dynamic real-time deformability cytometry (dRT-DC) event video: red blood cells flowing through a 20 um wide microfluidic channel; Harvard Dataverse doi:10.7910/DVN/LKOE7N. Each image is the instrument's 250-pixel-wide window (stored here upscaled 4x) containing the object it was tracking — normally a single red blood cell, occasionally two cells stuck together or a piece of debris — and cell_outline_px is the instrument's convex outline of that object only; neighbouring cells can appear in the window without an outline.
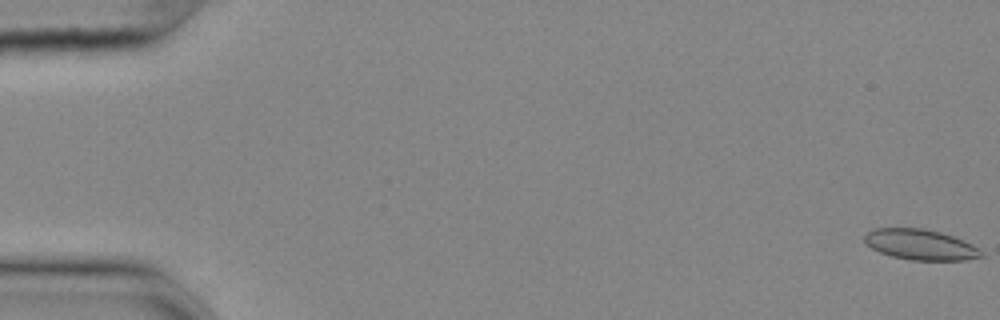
{"species": "common noctule bat (a hibernating species)", "species_latin": "Nyctalus noctula", "temperature_condition": "cold", "stored_images_in_passage": 56, "camera_frame_rate_fps": 3000, "um_per_image_px": 0.085, "animal": {"sex": "female", "body_mass_g": 25.1}, "frame": {"image": 1, "passage_image": 1, "time_ms": 0.0, "image_size_px": [1000, 320], "cell_outline_px": [[984, 256], [968, 260], [912, 260], [892, 256], [880, 252], [872, 248], [864, 240], [864, 236], [872, 228], [924, 228], [940, 232], [964, 240], [972, 244], [984, 252]], "centroid_in_image_um": [78.27, 20.79], "position_along_channel_um": 6.7, "area_um2": 20.81}}
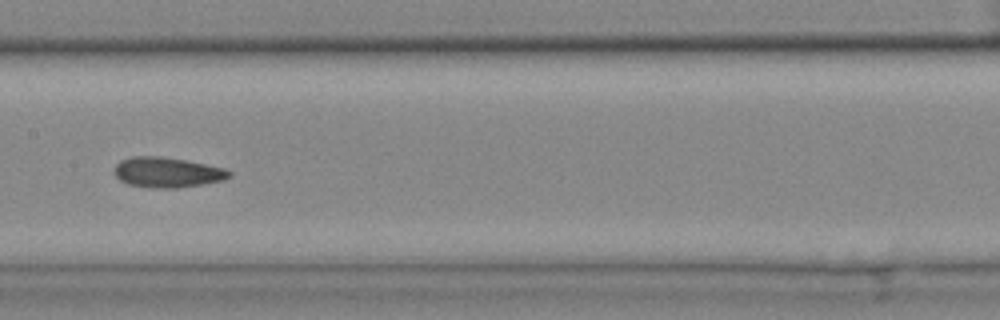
{"frame": {"image": 2, "passage_image": 29, "time_ms": 9.333, "image_size_px": [1000, 320], "cell_outline_px": [[232, 176], [224, 180], [176, 188], [152, 188], [128, 184], [120, 180], [112, 172], [116, 164], [120, 160], [132, 156], [160, 156], [184, 160], [224, 168], [232, 172]], "centroid_in_image_um": [14.18, 14.65], "position_along_channel_um": 193.2, "area_um2": 20.23}}
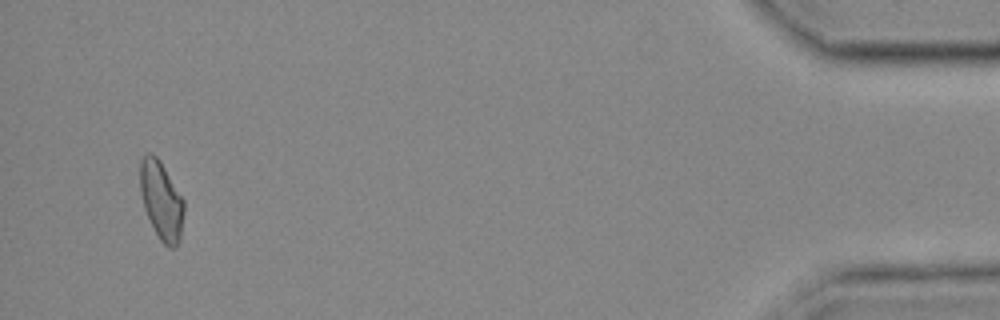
{"frame": {"image": 3, "passage_image": 54, "time_ms": 17.667, "image_size_px": [1000, 320], "cell_outline_px": [[184, 212], [180, 236], [176, 248], [168, 248], [160, 240], [144, 208], [140, 192], [140, 160], [148, 152], [156, 156], [160, 160], [184, 200]], "centroid_in_image_um": [13.71, 17.03], "position_along_channel_um": 421.5, "area_um2": 19.88}, "authors_computed_cell_mechanics": {"area_um2": 20.23, "velocity_mm_per_s": 3.6524, "shape_relaxation_time_tau1_ms": null, "shape_relaxation_time_tau2_ms": 3.5318, "deformation_change_tau1": null, "deformation_change_tau2": 0.0747}}